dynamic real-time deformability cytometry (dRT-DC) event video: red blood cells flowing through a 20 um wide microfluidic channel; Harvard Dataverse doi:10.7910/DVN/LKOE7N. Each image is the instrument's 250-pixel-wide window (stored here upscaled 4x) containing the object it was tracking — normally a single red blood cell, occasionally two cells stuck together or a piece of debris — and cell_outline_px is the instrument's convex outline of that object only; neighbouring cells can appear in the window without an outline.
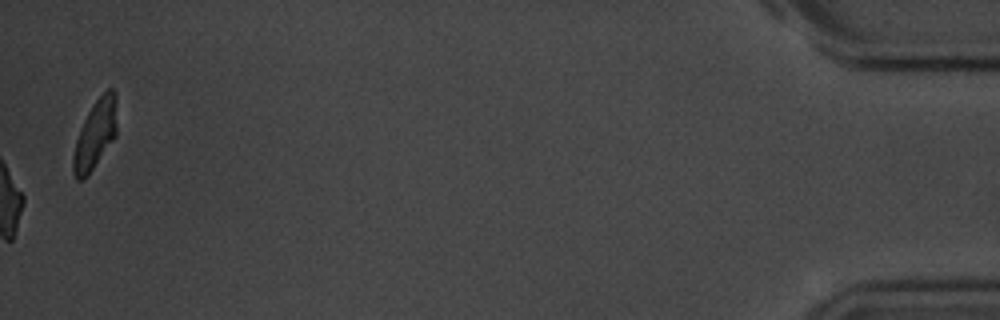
{"species": "common noctule bat (a hibernating species)", "species_latin": "Nyctalus noctula", "temperature_condition": "room temperature", "stored_images_in_passage": 56, "camera_frame_rate_fps": 3000, "um_per_image_px": 0.085, "animal": {"sex": "male", "body_mass_g": 20.1, "forearm_length_mm": 53.5}, "frame": {"image": 1, "passage_image": 56, "time_ms": 18.333, "image_size_px": [1000, 320], "cell_outline_px": [[116, 136], [92, 168], [80, 180], [76, 180], [72, 172], [72, 156], [76, 140], [80, 128], [88, 112], [96, 100], [108, 88], [112, 88], [116, 92]], "centroid_in_image_um": [8.09, 11.39], "position_along_channel_um": 427.1, "area_um2": 17.22}, "authors_computed_cell_mechanics": {"area_um2": 17.2244, "velocity_mm_per_s": 3.6228, "shape_relaxation_time_tau1_ms": 3.0365, "shape_relaxation_time_tau2_ms": 2.9787, "deformation_change_tau1": 0.1121, "deformation_change_tau2": 0.09}}